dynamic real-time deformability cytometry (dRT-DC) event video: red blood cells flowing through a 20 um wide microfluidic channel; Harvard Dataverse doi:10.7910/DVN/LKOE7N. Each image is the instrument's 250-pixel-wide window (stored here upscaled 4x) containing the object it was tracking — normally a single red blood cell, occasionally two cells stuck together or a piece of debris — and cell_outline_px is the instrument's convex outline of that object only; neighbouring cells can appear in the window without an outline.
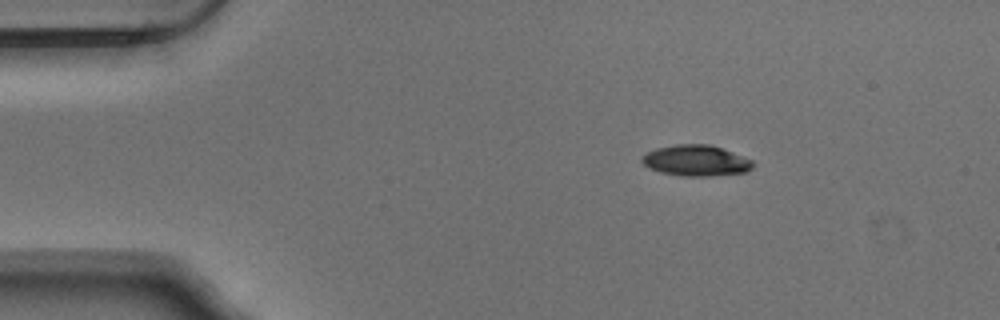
{"species": "Egyptian fruit bat (a non-hibernating species)", "species_latin": "Rousettus aegyptiacus", "temperature_condition": "warm", "stored_images_in_passage": 46, "camera_frame_rate_fps": 3000, "um_per_image_px": 0.085, "animal": {"sex": "male"}, "frame": {"image": 1, "passage_image": 1, "time_ms": 0.0, "image_size_px": [1000, 320], "cell_outline_px": [[756, 164], [748, 172], [708, 176], [680, 176], [660, 172], [648, 168], [640, 160], [640, 156], [656, 148], [676, 144], [708, 144], [720, 148], [752, 160]], "centroid_in_image_um": [59.13, 13.66], "position_along_channel_um": 25.9, "area_um2": 20.06}}
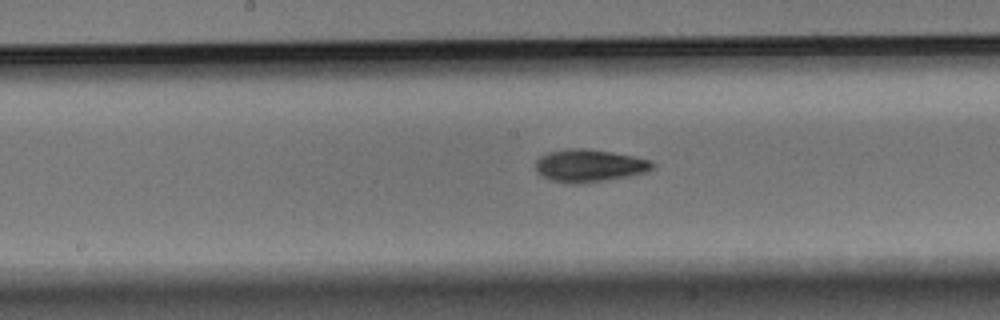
{"frame": {"image": 2, "passage_image": 20, "time_ms": 6.333, "image_size_px": [1000, 320], "cell_outline_px": [[656, 164], [648, 172], [628, 176], [580, 184], [568, 184], [552, 180], [536, 172], [536, 160], [540, 156], [548, 152], [568, 148], [588, 148], [636, 156], [652, 160]], "centroid_in_image_um": [50.12, 14.07], "position_along_channel_um": 198.1, "area_um2": 22.43}}
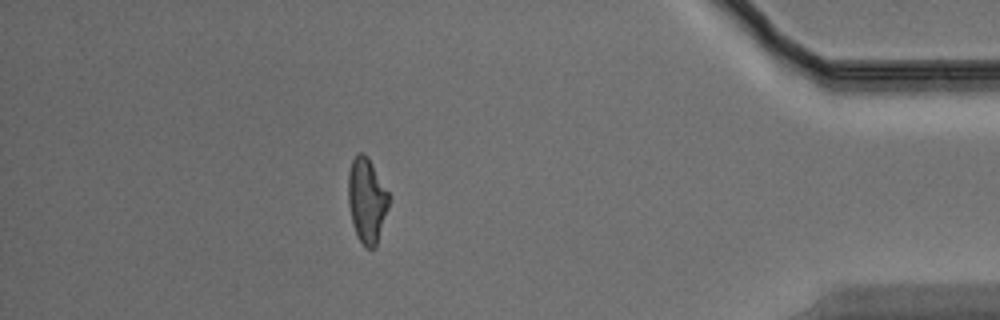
{"frame": {"image": 3, "passage_image": 40, "time_ms": 13.0, "image_size_px": [1000, 320], "cell_outline_px": [[388, 208], [376, 244], [372, 248], [368, 248], [360, 240], [352, 224], [348, 204], [348, 172], [352, 160], [360, 152], [364, 152], [368, 156], [388, 192]], "centroid_in_image_um": [31.15, 16.97], "position_along_channel_um": 404.0, "area_um2": 19.77}, "authors_computed_cell_mechanics": {"area_um2": 20.5479, "velocity_mm_per_s": 3.7373, "shape_relaxation_time_tau1_ms": 4.7115, "shape_relaxation_time_tau2_ms": 3.4195, "deformation_change_tau1": 0.1453, "deformation_change_tau2": 0.1102}}